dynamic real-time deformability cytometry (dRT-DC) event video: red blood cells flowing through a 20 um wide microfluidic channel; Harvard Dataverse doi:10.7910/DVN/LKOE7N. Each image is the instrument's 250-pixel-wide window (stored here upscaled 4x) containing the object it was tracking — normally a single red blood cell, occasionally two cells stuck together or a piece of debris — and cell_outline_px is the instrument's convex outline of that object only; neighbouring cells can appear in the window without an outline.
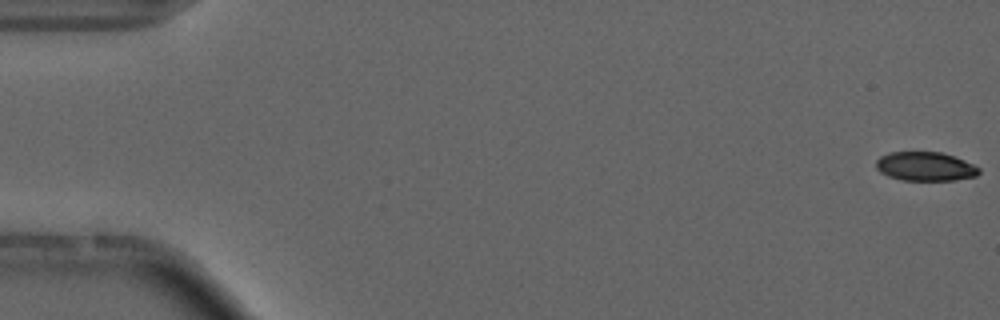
{"species": "common noctule bat (a hibernating species)", "species_latin": "Nyctalus noctula", "temperature_condition": "cold", "stored_images_in_passage": 7, "camera_frame_rate_fps": 3000, "um_per_image_px": 0.085, "animal": {"sex": "male", "forearm_length_mm": 52.5}, "frame": {"image": 1, "passage_image": 1, "time_ms": 0.0, "image_size_px": [1000, 320], "cell_outline_px": [[980, 172], [976, 176], [956, 180], [900, 180], [888, 176], [880, 172], [876, 168], [876, 160], [880, 156], [888, 152], [940, 152], [964, 160], [980, 168]], "centroid_in_image_um": [78.62, 14.15], "position_along_channel_um": 6.4, "area_um2": 17.4}}
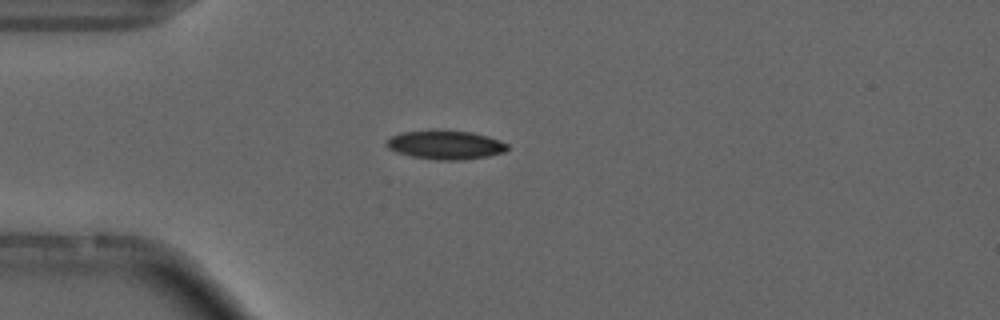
{"frame": {"image": 2, "passage_image": 5, "time_ms": 4.667, "image_size_px": [1000, 320], "cell_outline_px": [[508, 148], [504, 152], [488, 156], [460, 160], [436, 160], [412, 156], [396, 152], [388, 148], [384, 144], [392, 136], [400, 132], [436, 128], [472, 132], [488, 136], [500, 140], [508, 144]], "centroid_in_image_um": [37.84, 12.28], "position_along_channel_um": 47.2, "area_um2": 20.81}}